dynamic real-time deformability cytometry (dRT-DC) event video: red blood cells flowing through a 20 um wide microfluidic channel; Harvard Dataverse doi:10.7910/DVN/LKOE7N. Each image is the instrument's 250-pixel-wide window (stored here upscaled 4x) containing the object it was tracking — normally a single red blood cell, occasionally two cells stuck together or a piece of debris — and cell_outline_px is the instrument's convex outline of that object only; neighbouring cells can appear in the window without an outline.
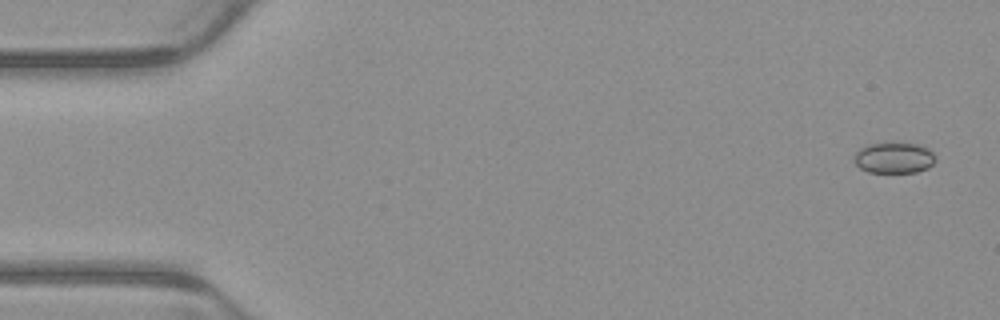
{"species": "common noctule bat (a hibernating species)", "species_latin": "Nyctalus noctula", "temperature_condition": "warm", "stored_images_in_passage": 4, "camera_frame_rate_fps": 3000, "um_per_image_px": 0.085, "animal": {"sex": "male", "body_mass_g": 23.1, "forearm_length_mm": 52.7}, "frame": {"image": 1, "passage_image": 1, "time_ms": 0.0, "image_size_px": [1000, 320], "cell_outline_px": [[936, 160], [928, 168], [916, 172], [868, 172], [860, 168], [852, 160], [856, 152], [860, 148], [868, 144], [892, 140], [916, 144], [928, 148], [936, 156]], "centroid_in_image_um": [75.98, 13.37], "position_along_channel_um": 9.0, "area_um2": 15.2}}
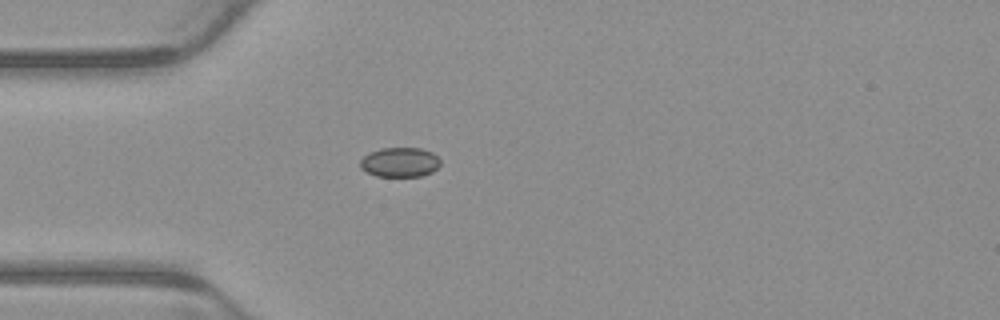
{"frame": {"image": 2, "passage_image": 4, "time_ms": 1.0, "image_size_px": [1000, 320], "cell_outline_px": [[440, 164], [432, 172], [420, 176], [376, 176], [360, 168], [360, 160], [368, 152], [380, 148], [420, 148], [432, 152], [440, 160]], "centroid_in_image_um": [33.96, 13.78], "position_along_channel_um": 51.0, "area_um2": 13.81}}